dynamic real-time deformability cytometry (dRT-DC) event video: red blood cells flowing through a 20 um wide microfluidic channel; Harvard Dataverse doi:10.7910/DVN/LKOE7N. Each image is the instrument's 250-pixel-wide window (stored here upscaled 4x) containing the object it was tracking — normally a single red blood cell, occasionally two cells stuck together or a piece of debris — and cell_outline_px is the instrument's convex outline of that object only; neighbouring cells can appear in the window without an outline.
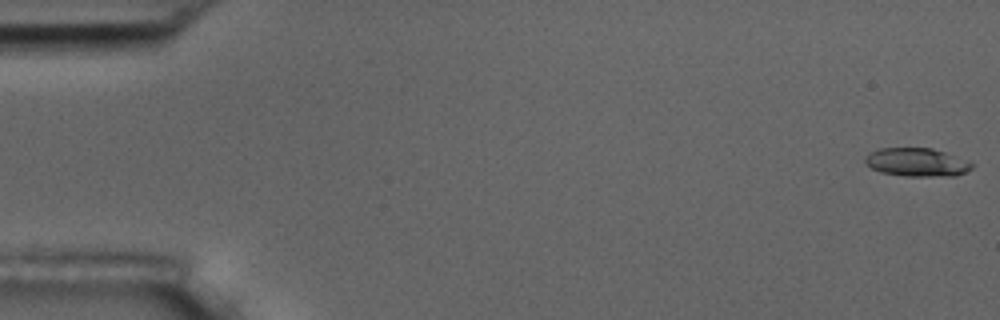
{"species": "common noctule bat (a hibernating species)", "species_latin": "Nyctalus noctula", "temperature_condition": "room temperature", "stored_images_in_passage": 6, "camera_frame_rate_fps": 3000, "um_per_image_px": 0.085, "animal": {"sex": "male", "body_mass_g": 17.5, "forearm_length_mm": 52.3}, "frame": {"image": 1, "passage_image": 1, "time_ms": 0.0, "image_size_px": [1000, 320], "cell_outline_px": [[972, 168], [956, 176], [904, 176], [880, 172], [872, 168], [864, 160], [864, 156], [880, 148], [932, 148], [968, 160], [972, 164]], "centroid_in_image_um": [77.93, 13.79], "position_along_channel_um": 7.1, "area_um2": 17.57}}
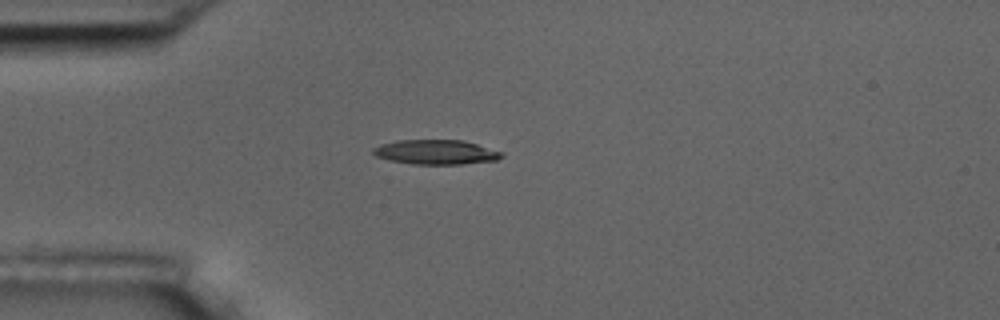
{"frame": {"image": 2, "passage_image": 5, "time_ms": 4.667, "image_size_px": [1000, 320], "cell_outline_px": [[504, 156], [496, 160], [464, 164], [412, 164], [392, 160], [376, 156], [372, 152], [372, 148], [380, 144], [396, 140], [464, 140], [504, 152]], "centroid_in_image_um": [37.08, 12.92], "position_along_channel_um": 47.9, "area_um2": 18.5}}